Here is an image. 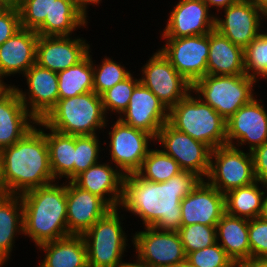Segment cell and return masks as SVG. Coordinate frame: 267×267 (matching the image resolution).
<instances>
[{
  "mask_svg": "<svg viewBox=\"0 0 267 267\" xmlns=\"http://www.w3.org/2000/svg\"><path fill=\"white\" fill-rule=\"evenodd\" d=\"M17 234H24L23 203L20 195L0 196V267L11 256Z\"/></svg>",
  "mask_w": 267,
  "mask_h": 267,
  "instance_id": "28",
  "label": "cell"
},
{
  "mask_svg": "<svg viewBox=\"0 0 267 267\" xmlns=\"http://www.w3.org/2000/svg\"><path fill=\"white\" fill-rule=\"evenodd\" d=\"M257 181L233 189L225 196V213L234 217L254 219L260 216L266 190L262 191Z\"/></svg>",
  "mask_w": 267,
  "mask_h": 267,
  "instance_id": "31",
  "label": "cell"
},
{
  "mask_svg": "<svg viewBox=\"0 0 267 267\" xmlns=\"http://www.w3.org/2000/svg\"><path fill=\"white\" fill-rule=\"evenodd\" d=\"M17 8L21 28L37 31L44 20H49L52 0H19Z\"/></svg>",
  "mask_w": 267,
  "mask_h": 267,
  "instance_id": "37",
  "label": "cell"
},
{
  "mask_svg": "<svg viewBox=\"0 0 267 267\" xmlns=\"http://www.w3.org/2000/svg\"><path fill=\"white\" fill-rule=\"evenodd\" d=\"M68 182V183H67ZM67 228L70 235H83L112 208L98 195L66 181Z\"/></svg>",
  "mask_w": 267,
  "mask_h": 267,
  "instance_id": "20",
  "label": "cell"
},
{
  "mask_svg": "<svg viewBox=\"0 0 267 267\" xmlns=\"http://www.w3.org/2000/svg\"><path fill=\"white\" fill-rule=\"evenodd\" d=\"M209 9L212 7H218L217 10L218 12L224 8H227L228 6L235 4L241 0H203Z\"/></svg>",
  "mask_w": 267,
  "mask_h": 267,
  "instance_id": "45",
  "label": "cell"
},
{
  "mask_svg": "<svg viewBox=\"0 0 267 267\" xmlns=\"http://www.w3.org/2000/svg\"><path fill=\"white\" fill-rule=\"evenodd\" d=\"M5 194H7V191L5 189L3 158L0 150V196Z\"/></svg>",
  "mask_w": 267,
  "mask_h": 267,
  "instance_id": "47",
  "label": "cell"
},
{
  "mask_svg": "<svg viewBox=\"0 0 267 267\" xmlns=\"http://www.w3.org/2000/svg\"><path fill=\"white\" fill-rule=\"evenodd\" d=\"M209 13L203 0H179L169 13L162 38L209 34L215 29V16Z\"/></svg>",
  "mask_w": 267,
  "mask_h": 267,
  "instance_id": "19",
  "label": "cell"
},
{
  "mask_svg": "<svg viewBox=\"0 0 267 267\" xmlns=\"http://www.w3.org/2000/svg\"><path fill=\"white\" fill-rule=\"evenodd\" d=\"M36 123L15 88L4 86L0 90V150L15 144Z\"/></svg>",
  "mask_w": 267,
  "mask_h": 267,
  "instance_id": "22",
  "label": "cell"
},
{
  "mask_svg": "<svg viewBox=\"0 0 267 267\" xmlns=\"http://www.w3.org/2000/svg\"><path fill=\"white\" fill-rule=\"evenodd\" d=\"M182 171L177 161L161 149H150L136 173L150 182H165Z\"/></svg>",
  "mask_w": 267,
  "mask_h": 267,
  "instance_id": "33",
  "label": "cell"
},
{
  "mask_svg": "<svg viewBox=\"0 0 267 267\" xmlns=\"http://www.w3.org/2000/svg\"><path fill=\"white\" fill-rule=\"evenodd\" d=\"M106 115L101 96L91 91L58 99L56 106L42 121H37L35 126L74 136L96 135L98 129L107 127Z\"/></svg>",
  "mask_w": 267,
  "mask_h": 267,
  "instance_id": "4",
  "label": "cell"
},
{
  "mask_svg": "<svg viewBox=\"0 0 267 267\" xmlns=\"http://www.w3.org/2000/svg\"><path fill=\"white\" fill-rule=\"evenodd\" d=\"M1 153L7 194L21 195L55 181L43 128L34 126Z\"/></svg>",
  "mask_w": 267,
  "mask_h": 267,
  "instance_id": "2",
  "label": "cell"
},
{
  "mask_svg": "<svg viewBox=\"0 0 267 267\" xmlns=\"http://www.w3.org/2000/svg\"><path fill=\"white\" fill-rule=\"evenodd\" d=\"M23 76L27 81L28 92H23L14 85L13 87L28 112L37 121H42L59 99L57 72L34 64Z\"/></svg>",
  "mask_w": 267,
  "mask_h": 267,
  "instance_id": "16",
  "label": "cell"
},
{
  "mask_svg": "<svg viewBox=\"0 0 267 267\" xmlns=\"http://www.w3.org/2000/svg\"><path fill=\"white\" fill-rule=\"evenodd\" d=\"M111 127L108 134L112 162L123 175L136 173L150 150L149 141H155V138L145 131L124 124L119 119Z\"/></svg>",
  "mask_w": 267,
  "mask_h": 267,
  "instance_id": "13",
  "label": "cell"
},
{
  "mask_svg": "<svg viewBox=\"0 0 267 267\" xmlns=\"http://www.w3.org/2000/svg\"><path fill=\"white\" fill-rule=\"evenodd\" d=\"M223 10L224 18L215 16V29L233 44L244 49L261 33L265 16L250 0H241Z\"/></svg>",
  "mask_w": 267,
  "mask_h": 267,
  "instance_id": "17",
  "label": "cell"
},
{
  "mask_svg": "<svg viewBox=\"0 0 267 267\" xmlns=\"http://www.w3.org/2000/svg\"><path fill=\"white\" fill-rule=\"evenodd\" d=\"M238 267H267V258H251Z\"/></svg>",
  "mask_w": 267,
  "mask_h": 267,
  "instance_id": "46",
  "label": "cell"
},
{
  "mask_svg": "<svg viewBox=\"0 0 267 267\" xmlns=\"http://www.w3.org/2000/svg\"><path fill=\"white\" fill-rule=\"evenodd\" d=\"M259 101L254 97L226 120V145L239 149L248 144L251 152L267 142V111Z\"/></svg>",
  "mask_w": 267,
  "mask_h": 267,
  "instance_id": "14",
  "label": "cell"
},
{
  "mask_svg": "<svg viewBox=\"0 0 267 267\" xmlns=\"http://www.w3.org/2000/svg\"><path fill=\"white\" fill-rule=\"evenodd\" d=\"M45 258L37 267H88L87 247L82 235L49 241L37 246Z\"/></svg>",
  "mask_w": 267,
  "mask_h": 267,
  "instance_id": "27",
  "label": "cell"
},
{
  "mask_svg": "<svg viewBox=\"0 0 267 267\" xmlns=\"http://www.w3.org/2000/svg\"><path fill=\"white\" fill-rule=\"evenodd\" d=\"M136 249V258L155 267H174L186 260L180 236L176 231H161L154 227H145V231L136 232L132 238Z\"/></svg>",
  "mask_w": 267,
  "mask_h": 267,
  "instance_id": "12",
  "label": "cell"
},
{
  "mask_svg": "<svg viewBox=\"0 0 267 267\" xmlns=\"http://www.w3.org/2000/svg\"><path fill=\"white\" fill-rule=\"evenodd\" d=\"M89 50L90 45L83 38L39 35L36 64L59 72L77 64L89 53Z\"/></svg>",
  "mask_w": 267,
  "mask_h": 267,
  "instance_id": "21",
  "label": "cell"
},
{
  "mask_svg": "<svg viewBox=\"0 0 267 267\" xmlns=\"http://www.w3.org/2000/svg\"><path fill=\"white\" fill-rule=\"evenodd\" d=\"M102 0H74V4L77 8V10L85 17L86 20L88 15H87V8L88 5L93 4L94 5H99Z\"/></svg>",
  "mask_w": 267,
  "mask_h": 267,
  "instance_id": "44",
  "label": "cell"
},
{
  "mask_svg": "<svg viewBox=\"0 0 267 267\" xmlns=\"http://www.w3.org/2000/svg\"><path fill=\"white\" fill-rule=\"evenodd\" d=\"M256 181L267 190V142L251 151ZM264 188V189H263Z\"/></svg>",
  "mask_w": 267,
  "mask_h": 267,
  "instance_id": "43",
  "label": "cell"
},
{
  "mask_svg": "<svg viewBox=\"0 0 267 267\" xmlns=\"http://www.w3.org/2000/svg\"><path fill=\"white\" fill-rule=\"evenodd\" d=\"M120 208H112L82 236L87 247L88 267H124L122 257L128 246L119 216Z\"/></svg>",
  "mask_w": 267,
  "mask_h": 267,
  "instance_id": "7",
  "label": "cell"
},
{
  "mask_svg": "<svg viewBox=\"0 0 267 267\" xmlns=\"http://www.w3.org/2000/svg\"><path fill=\"white\" fill-rule=\"evenodd\" d=\"M10 7H15L18 4V0H4Z\"/></svg>",
  "mask_w": 267,
  "mask_h": 267,
  "instance_id": "53",
  "label": "cell"
},
{
  "mask_svg": "<svg viewBox=\"0 0 267 267\" xmlns=\"http://www.w3.org/2000/svg\"><path fill=\"white\" fill-rule=\"evenodd\" d=\"M140 82L170 110L192 92L190 84L158 49L141 68Z\"/></svg>",
  "mask_w": 267,
  "mask_h": 267,
  "instance_id": "10",
  "label": "cell"
},
{
  "mask_svg": "<svg viewBox=\"0 0 267 267\" xmlns=\"http://www.w3.org/2000/svg\"><path fill=\"white\" fill-rule=\"evenodd\" d=\"M23 203L24 236L38 246L69 236L66 184L55 181L20 195Z\"/></svg>",
  "mask_w": 267,
  "mask_h": 267,
  "instance_id": "3",
  "label": "cell"
},
{
  "mask_svg": "<svg viewBox=\"0 0 267 267\" xmlns=\"http://www.w3.org/2000/svg\"><path fill=\"white\" fill-rule=\"evenodd\" d=\"M9 8L10 6L4 0H0V14L7 11Z\"/></svg>",
  "mask_w": 267,
  "mask_h": 267,
  "instance_id": "51",
  "label": "cell"
},
{
  "mask_svg": "<svg viewBox=\"0 0 267 267\" xmlns=\"http://www.w3.org/2000/svg\"><path fill=\"white\" fill-rule=\"evenodd\" d=\"M248 238L251 258H267V222L260 217L250 219Z\"/></svg>",
  "mask_w": 267,
  "mask_h": 267,
  "instance_id": "41",
  "label": "cell"
},
{
  "mask_svg": "<svg viewBox=\"0 0 267 267\" xmlns=\"http://www.w3.org/2000/svg\"><path fill=\"white\" fill-rule=\"evenodd\" d=\"M87 22L74 0H52L49 20H44L36 33L40 36H71L76 28L87 26Z\"/></svg>",
  "mask_w": 267,
  "mask_h": 267,
  "instance_id": "29",
  "label": "cell"
},
{
  "mask_svg": "<svg viewBox=\"0 0 267 267\" xmlns=\"http://www.w3.org/2000/svg\"><path fill=\"white\" fill-rule=\"evenodd\" d=\"M93 63V91L97 95H101L106 90L112 88L117 83L124 81L131 73L124 66L111 58H103L101 65Z\"/></svg>",
  "mask_w": 267,
  "mask_h": 267,
  "instance_id": "35",
  "label": "cell"
},
{
  "mask_svg": "<svg viewBox=\"0 0 267 267\" xmlns=\"http://www.w3.org/2000/svg\"><path fill=\"white\" fill-rule=\"evenodd\" d=\"M201 180L189 171H182L165 182H150L137 173L126 174L119 207L140 217L144 227L177 232L181 227V200Z\"/></svg>",
  "mask_w": 267,
  "mask_h": 267,
  "instance_id": "1",
  "label": "cell"
},
{
  "mask_svg": "<svg viewBox=\"0 0 267 267\" xmlns=\"http://www.w3.org/2000/svg\"><path fill=\"white\" fill-rule=\"evenodd\" d=\"M4 86H5V85L2 84V83L0 82V90H1Z\"/></svg>",
  "mask_w": 267,
  "mask_h": 267,
  "instance_id": "54",
  "label": "cell"
},
{
  "mask_svg": "<svg viewBox=\"0 0 267 267\" xmlns=\"http://www.w3.org/2000/svg\"><path fill=\"white\" fill-rule=\"evenodd\" d=\"M90 52L89 50V53L77 64L57 72L59 99L93 91V66Z\"/></svg>",
  "mask_w": 267,
  "mask_h": 267,
  "instance_id": "32",
  "label": "cell"
},
{
  "mask_svg": "<svg viewBox=\"0 0 267 267\" xmlns=\"http://www.w3.org/2000/svg\"><path fill=\"white\" fill-rule=\"evenodd\" d=\"M46 133L50 167L56 181L58 178L74 179L75 136L53 129Z\"/></svg>",
  "mask_w": 267,
  "mask_h": 267,
  "instance_id": "30",
  "label": "cell"
},
{
  "mask_svg": "<svg viewBox=\"0 0 267 267\" xmlns=\"http://www.w3.org/2000/svg\"><path fill=\"white\" fill-rule=\"evenodd\" d=\"M243 56L247 76L256 81L259 78L267 79V32L262 31L248 44L243 49Z\"/></svg>",
  "mask_w": 267,
  "mask_h": 267,
  "instance_id": "34",
  "label": "cell"
},
{
  "mask_svg": "<svg viewBox=\"0 0 267 267\" xmlns=\"http://www.w3.org/2000/svg\"><path fill=\"white\" fill-rule=\"evenodd\" d=\"M224 214V194L204 179L181 200V226H217Z\"/></svg>",
  "mask_w": 267,
  "mask_h": 267,
  "instance_id": "18",
  "label": "cell"
},
{
  "mask_svg": "<svg viewBox=\"0 0 267 267\" xmlns=\"http://www.w3.org/2000/svg\"><path fill=\"white\" fill-rule=\"evenodd\" d=\"M134 78L131 74L124 81L117 83L100 95L105 114L108 111L116 114L118 112L119 115L123 113L128 106L134 88L140 82L139 79Z\"/></svg>",
  "mask_w": 267,
  "mask_h": 267,
  "instance_id": "38",
  "label": "cell"
},
{
  "mask_svg": "<svg viewBox=\"0 0 267 267\" xmlns=\"http://www.w3.org/2000/svg\"><path fill=\"white\" fill-rule=\"evenodd\" d=\"M39 35L34 30L21 28L0 46V82L4 77L17 73L25 74L36 64Z\"/></svg>",
  "mask_w": 267,
  "mask_h": 267,
  "instance_id": "23",
  "label": "cell"
},
{
  "mask_svg": "<svg viewBox=\"0 0 267 267\" xmlns=\"http://www.w3.org/2000/svg\"><path fill=\"white\" fill-rule=\"evenodd\" d=\"M108 163H96L72 181L80 188L98 195L111 208H118L122 198L124 175ZM108 198H107V196Z\"/></svg>",
  "mask_w": 267,
  "mask_h": 267,
  "instance_id": "24",
  "label": "cell"
},
{
  "mask_svg": "<svg viewBox=\"0 0 267 267\" xmlns=\"http://www.w3.org/2000/svg\"><path fill=\"white\" fill-rule=\"evenodd\" d=\"M21 29L17 6L0 14V46Z\"/></svg>",
  "mask_w": 267,
  "mask_h": 267,
  "instance_id": "42",
  "label": "cell"
},
{
  "mask_svg": "<svg viewBox=\"0 0 267 267\" xmlns=\"http://www.w3.org/2000/svg\"><path fill=\"white\" fill-rule=\"evenodd\" d=\"M259 217L262 220L267 222V190H266V195H264V198H263L262 211Z\"/></svg>",
  "mask_w": 267,
  "mask_h": 267,
  "instance_id": "49",
  "label": "cell"
},
{
  "mask_svg": "<svg viewBox=\"0 0 267 267\" xmlns=\"http://www.w3.org/2000/svg\"><path fill=\"white\" fill-rule=\"evenodd\" d=\"M162 39L166 44L159 50L190 84L207 75L209 34Z\"/></svg>",
  "mask_w": 267,
  "mask_h": 267,
  "instance_id": "9",
  "label": "cell"
},
{
  "mask_svg": "<svg viewBox=\"0 0 267 267\" xmlns=\"http://www.w3.org/2000/svg\"><path fill=\"white\" fill-rule=\"evenodd\" d=\"M257 81L243 75H210L197 80L192 92L225 120L254 98Z\"/></svg>",
  "mask_w": 267,
  "mask_h": 267,
  "instance_id": "6",
  "label": "cell"
},
{
  "mask_svg": "<svg viewBox=\"0 0 267 267\" xmlns=\"http://www.w3.org/2000/svg\"><path fill=\"white\" fill-rule=\"evenodd\" d=\"M174 267H195L193 266L187 259L179 264L175 265Z\"/></svg>",
  "mask_w": 267,
  "mask_h": 267,
  "instance_id": "52",
  "label": "cell"
},
{
  "mask_svg": "<svg viewBox=\"0 0 267 267\" xmlns=\"http://www.w3.org/2000/svg\"><path fill=\"white\" fill-rule=\"evenodd\" d=\"M122 114L118 116L121 122L145 131L154 138L169 118V110L141 82L134 88L128 106Z\"/></svg>",
  "mask_w": 267,
  "mask_h": 267,
  "instance_id": "15",
  "label": "cell"
},
{
  "mask_svg": "<svg viewBox=\"0 0 267 267\" xmlns=\"http://www.w3.org/2000/svg\"><path fill=\"white\" fill-rule=\"evenodd\" d=\"M168 123L212 150L226 145V120L191 92L169 110Z\"/></svg>",
  "mask_w": 267,
  "mask_h": 267,
  "instance_id": "5",
  "label": "cell"
},
{
  "mask_svg": "<svg viewBox=\"0 0 267 267\" xmlns=\"http://www.w3.org/2000/svg\"><path fill=\"white\" fill-rule=\"evenodd\" d=\"M155 141L162 145V151L174 158L183 171L197 174L204 179L210 167L212 149L201 141L176 130L168 122L159 130Z\"/></svg>",
  "mask_w": 267,
  "mask_h": 267,
  "instance_id": "11",
  "label": "cell"
},
{
  "mask_svg": "<svg viewBox=\"0 0 267 267\" xmlns=\"http://www.w3.org/2000/svg\"><path fill=\"white\" fill-rule=\"evenodd\" d=\"M186 255L201 250L217 242L216 226L192 224L181 226L177 231Z\"/></svg>",
  "mask_w": 267,
  "mask_h": 267,
  "instance_id": "36",
  "label": "cell"
},
{
  "mask_svg": "<svg viewBox=\"0 0 267 267\" xmlns=\"http://www.w3.org/2000/svg\"><path fill=\"white\" fill-rule=\"evenodd\" d=\"M207 74L210 75H243V48L233 44L228 38L213 29L209 33V57Z\"/></svg>",
  "mask_w": 267,
  "mask_h": 267,
  "instance_id": "25",
  "label": "cell"
},
{
  "mask_svg": "<svg viewBox=\"0 0 267 267\" xmlns=\"http://www.w3.org/2000/svg\"><path fill=\"white\" fill-rule=\"evenodd\" d=\"M248 227V219L234 217L226 213L216 226L218 244L237 266L251 259Z\"/></svg>",
  "mask_w": 267,
  "mask_h": 267,
  "instance_id": "26",
  "label": "cell"
},
{
  "mask_svg": "<svg viewBox=\"0 0 267 267\" xmlns=\"http://www.w3.org/2000/svg\"><path fill=\"white\" fill-rule=\"evenodd\" d=\"M100 148L97 134L75 136L74 178L99 162Z\"/></svg>",
  "mask_w": 267,
  "mask_h": 267,
  "instance_id": "39",
  "label": "cell"
},
{
  "mask_svg": "<svg viewBox=\"0 0 267 267\" xmlns=\"http://www.w3.org/2000/svg\"><path fill=\"white\" fill-rule=\"evenodd\" d=\"M259 11L266 16L267 15V0H250Z\"/></svg>",
  "mask_w": 267,
  "mask_h": 267,
  "instance_id": "48",
  "label": "cell"
},
{
  "mask_svg": "<svg viewBox=\"0 0 267 267\" xmlns=\"http://www.w3.org/2000/svg\"><path fill=\"white\" fill-rule=\"evenodd\" d=\"M205 180L222 194L252 184L256 177L251 152L229 145L214 148Z\"/></svg>",
  "mask_w": 267,
  "mask_h": 267,
  "instance_id": "8",
  "label": "cell"
},
{
  "mask_svg": "<svg viewBox=\"0 0 267 267\" xmlns=\"http://www.w3.org/2000/svg\"><path fill=\"white\" fill-rule=\"evenodd\" d=\"M124 267H155V266L144 264L137 259L136 262H133V263L126 262Z\"/></svg>",
  "mask_w": 267,
  "mask_h": 267,
  "instance_id": "50",
  "label": "cell"
},
{
  "mask_svg": "<svg viewBox=\"0 0 267 267\" xmlns=\"http://www.w3.org/2000/svg\"><path fill=\"white\" fill-rule=\"evenodd\" d=\"M186 259L195 267H238L218 242L188 253Z\"/></svg>",
  "mask_w": 267,
  "mask_h": 267,
  "instance_id": "40",
  "label": "cell"
}]
</instances>
